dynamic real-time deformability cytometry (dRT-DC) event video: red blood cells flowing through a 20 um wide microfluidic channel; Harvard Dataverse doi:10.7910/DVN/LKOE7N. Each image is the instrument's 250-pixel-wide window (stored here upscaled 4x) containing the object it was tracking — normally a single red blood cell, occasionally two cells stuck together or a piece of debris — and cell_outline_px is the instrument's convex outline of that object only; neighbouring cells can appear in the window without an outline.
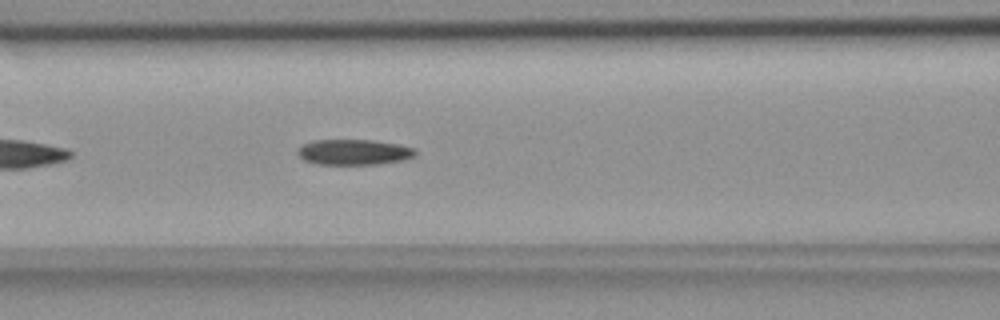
{"species": "common noctule bat (a hibernating species)", "species_latin": "Nyctalus noctula", "temperature_condition": "room temperature", "stored_images_in_passage": 36, "camera_frame_rate_fps": 3000, "um_per_image_px": 0.085, "animal": {"sex": "female", "body_mass_g": 18.4}, "frame": {"image": 1, "passage_image": 9, "time_ms": 2.667, "image_size_px": [1000, 320], "cell_outline_px": [[416, 156], [404, 160], [380, 164], [316, 164], [304, 160], [296, 152], [304, 144], [312, 140], [372, 140], [400, 144], [416, 148]], "centroid_in_image_um": [30.13, 12.93], "position_along_channel_um": 136.5, "area_um2": 17.63}}
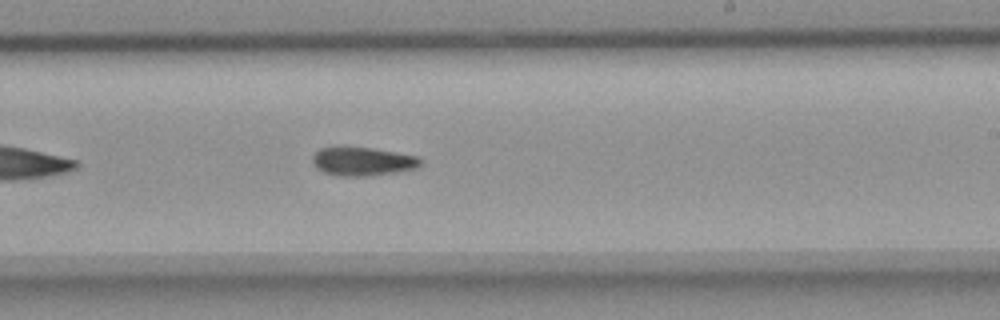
{"frame": {"image": 2, "passage_image": 19, "time_ms": 6.0, "image_size_px": [1000, 320], "cell_outline_px": [[420, 164], [416, 168], [396, 172], [368, 176], [336, 176], [324, 172], [316, 168], [312, 164], [312, 156], [320, 148], [340, 144], [344, 144], [372, 148], [396, 152], [416, 156], [420, 160]], "centroid_in_image_um": [30.72, 13.68], "position_along_channel_um": 258.3, "area_um2": 18.55}}
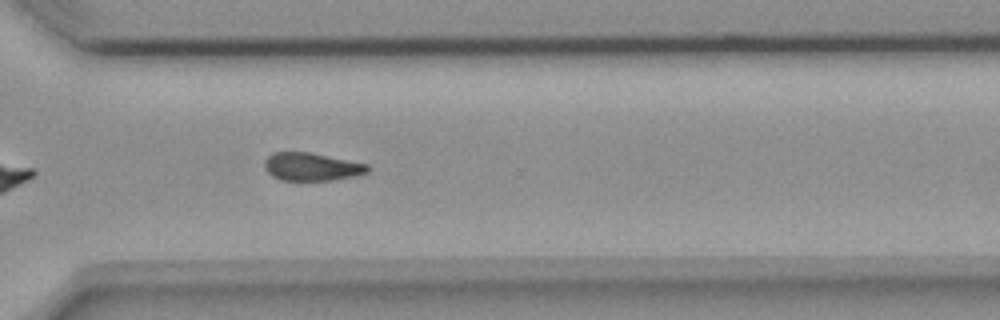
{"frame": {"image": 3, "passage_image": 26, "time_ms": 8.333, "image_size_px": [1000, 320], "cell_outline_px": [[372, 168], [368, 172], [360, 176], [332, 180], [280, 180], [272, 176], [264, 168], [264, 160], [272, 152], [308, 152], [368, 164]], "centroid_in_image_um": [26.51, 14.18], "position_along_channel_um": 344.1, "area_um2": 16.99}, "authors_computed_cell_mechanics": {"area_um2": 17.7446, "velocity_mm_per_s": 3.6682, "shape_relaxation_time_tau1_ms": 6.6385, "shape_relaxation_time_tau2_ms": null, "deformation_change_tau1": 0.1371, "deformation_change_tau2": null}}